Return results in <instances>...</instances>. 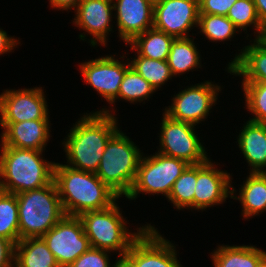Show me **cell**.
I'll list each match as a JSON object with an SVG mask.
<instances>
[{"instance_id": "cell-14", "label": "cell", "mask_w": 266, "mask_h": 267, "mask_svg": "<svg viewBox=\"0 0 266 267\" xmlns=\"http://www.w3.org/2000/svg\"><path fill=\"white\" fill-rule=\"evenodd\" d=\"M116 55H107L83 62L79 65L84 82L94 88L108 104L118 97L120 85L130 61L115 59Z\"/></svg>"}, {"instance_id": "cell-4", "label": "cell", "mask_w": 266, "mask_h": 267, "mask_svg": "<svg viewBox=\"0 0 266 267\" xmlns=\"http://www.w3.org/2000/svg\"><path fill=\"white\" fill-rule=\"evenodd\" d=\"M16 197L20 240L42 237L66 215L54 181Z\"/></svg>"}, {"instance_id": "cell-16", "label": "cell", "mask_w": 266, "mask_h": 267, "mask_svg": "<svg viewBox=\"0 0 266 267\" xmlns=\"http://www.w3.org/2000/svg\"><path fill=\"white\" fill-rule=\"evenodd\" d=\"M214 165L210 158L206 162L197 164L195 210L203 211L214 205L223 204L226 198L231 197L232 176L226 171L218 170Z\"/></svg>"}, {"instance_id": "cell-23", "label": "cell", "mask_w": 266, "mask_h": 267, "mask_svg": "<svg viewBox=\"0 0 266 267\" xmlns=\"http://www.w3.org/2000/svg\"><path fill=\"white\" fill-rule=\"evenodd\" d=\"M15 267H60L42 237L26 238L15 244Z\"/></svg>"}, {"instance_id": "cell-10", "label": "cell", "mask_w": 266, "mask_h": 267, "mask_svg": "<svg viewBox=\"0 0 266 267\" xmlns=\"http://www.w3.org/2000/svg\"><path fill=\"white\" fill-rule=\"evenodd\" d=\"M42 238L60 267H68L91 248L78 216L65 215Z\"/></svg>"}, {"instance_id": "cell-33", "label": "cell", "mask_w": 266, "mask_h": 267, "mask_svg": "<svg viewBox=\"0 0 266 267\" xmlns=\"http://www.w3.org/2000/svg\"><path fill=\"white\" fill-rule=\"evenodd\" d=\"M111 251L104 249L90 248L78 257L68 267H115V263L110 265L109 255Z\"/></svg>"}, {"instance_id": "cell-6", "label": "cell", "mask_w": 266, "mask_h": 267, "mask_svg": "<svg viewBox=\"0 0 266 267\" xmlns=\"http://www.w3.org/2000/svg\"><path fill=\"white\" fill-rule=\"evenodd\" d=\"M79 218L91 248L116 251L119 257L125 256L132 243L148 227L144 225L137 228V232L129 231L125 225L129 223L125 221L116 202L107 209L85 212Z\"/></svg>"}, {"instance_id": "cell-19", "label": "cell", "mask_w": 266, "mask_h": 267, "mask_svg": "<svg viewBox=\"0 0 266 267\" xmlns=\"http://www.w3.org/2000/svg\"><path fill=\"white\" fill-rule=\"evenodd\" d=\"M232 75L242 76L241 82L266 83V44L253 39L251 45L244 46L226 69Z\"/></svg>"}, {"instance_id": "cell-35", "label": "cell", "mask_w": 266, "mask_h": 267, "mask_svg": "<svg viewBox=\"0 0 266 267\" xmlns=\"http://www.w3.org/2000/svg\"><path fill=\"white\" fill-rule=\"evenodd\" d=\"M15 245L3 237H0V267L14 265Z\"/></svg>"}, {"instance_id": "cell-3", "label": "cell", "mask_w": 266, "mask_h": 267, "mask_svg": "<svg viewBox=\"0 0 266 267\" xmlns=\"http://www.w3.org/2000/svg\"><path fill=\"white\" fill-rule=\"evenodd\" d=\"M0 151L1 191L18 194L53 182L55 162L43 159V151L7 146Z\"/></svg>"}, {"instance_id": "cell-8", "label": "cell", "mask_w": 266, "mask_h": 267, "mask_svg": "<svg viewBox=\"0 0 266 267\" xmlns=\"http://www.w3.org/2000/svg\"><path fill=\"white\" fill-rule=\"evenodd\" d=\"M162 116L159 153L185 160L188 164H200L209 159L195 132L196 125L171 119L165 113Z\"/></svg>"}, {"instance_id": "cell-15", "label": "cell", "mask_w": 266, "mask_h": 267, "mask_svg": "<svg viewBox=\"0 0 266 267\" xmlns=\"http://www.w3.org/2000/svg\"><path fill=\"white\" fill-rule=\"evenodd\" d=\"M114 11L112 0H81L74 10L75 18L73 24L82 29L80 40H85L88 33L92 38L89 42L91 47L97 44L106 46L108 34L112 31V14ZM98 42V43H97Z\"/></svg>"}, {"instance_id": "cell-32", "label": "cell", "mask_w": 266, "mask_h": 267, "mask_svg": "<svg viewBox=\"0 0 266 267\" xmlns=\"http://www.w3.org/2000/svg\"><path fill=\"white\" fill-rule=\"evenodd\" d=\"M244 91L245 106L254 117L250 121L266 124V83L241 82Z\"/></svg>"}, {"instance_id": "cell-41", "label": "cell", "mask_w": 266, "mask_h": 267, "mask_svg": "<svg viewBox=\"0 0 266 267\" xmlns=\"http://www.w3.org/2000/svg\"><path fill=\"white\" fill-rule=\"evenodd\" d=\"M153 4H157V3H160L162 1H165V0H151Z\"/></svg>"}, {"instance_id": "cell-2", "label": "cell", "mask_w": 266, "mask_h": 267, "mask_svg": "<svg viewBox=\"0 0 266 267\" xmlns=\"http://www.w3.org/2000/svg\"><path fill=\"white\" fill-rule=\"evenodd\" d=\"M63 210L68 216L107 209L120 197L95 173L55 163L54 180Z\"/></svg>"}, {"instance_id": "cell-21", "label": "cell", "mask_w": 266, "mask_h": 267, "mask_svg": "<svg viewBox=\"0 0 266 267\" xmlns=\"http://www.w3.org/2000/svg\"><path fill=\"white\" fill-rule=\"evenodd\" d=\"M240 186L239 196H236L237 191L231 186L230 198L241 202V214L244 219L247 220L266 211V173L249 172L246 181Z\"/></svg>"}, {"instance_id": "cell-26", "label": "cell", "mask_w": 266, "mask_h": 267, "mask_svg": "<svg viewBox=\"0 0 266 267\" xmlns=\"http://www.w3.org/2000/svg\"><path fill=\"white\" fill-rule=\"evenodd\" d=\"M197 181V164H189L181 176L174 182L169 202L178 209H194V192Z\"/></svg>"}, {"instance_id": "cell-11", "label": "cell", "mask_w": 266, "mask_h": 267, "mask_svg": "<svg viewBox=\"0 0 266 267\" xmlns=\"http://www.w3.org/2000/svg\"><path fill=\"white\" fill-rule=\"evenodd\" d=\"M132 243L125 257L135 267H182L176 246L151 224Z\"/></svg>"}, {"instance_id": "cell-22", "label": "cell", "mask_w": 266, "mask_h": 267, "mask_svg": "<svg viewBox=\"0 0 266 267\" xmlns=\"http://www.w3.org/2000/svg\"><path fill=\"white\" fill-rule=\"evenodd\" d=\"M211 254L214 267H259L266 259V252L254 245H219Z\"/></svg>"}, {"instance_id": "cell-39", "label": "cell", "mask_w": 266, "mask_h": 267, "mask_svg": "<svg viewBox=\"0 0 266 267\" xmlns=\"http://www.w3.org/2000/svg\"><path fill=\"white\" fill-rule=\"evenodd\" d=\"M115 267H135L125 256L115 260Z\"/></svg>"}, {"instance_id": "cell-13", "label": "cell", "mask_w": 266, "mask_h": 267, "mask_svg": "<svg viewBox=\"0 0 266 267\" xmlns=\"http://www.w3.org/2000/svg\"><path fill=\"white\" fill-rule=\"evenodd\" d=\"M198 20L199 0H165L154 4L153 27L174 38L190 37L189 32L198 27Z\"/></svg>"}, {"instance_id": "cell-25", "label": "cell", "mask_w": 266, "mask_h": 267, "mask_svg": "<svg viewBox=\"0 0 266 267\" xmlns=\"http://www.w3.org/2000/svg\"><path fill=\"white\" fill-rule=\"evenodd\" d=\"M193 40V37L175 38L171 43L167 63L173 76L183 75L192 69L202 67L201 55Z\"/></svg>"}, {"instance_id": "cell-37", "label": "cell", "mask_w": 266, "mask_h": 267, "mask_svg": "<svg viewBox=\"0 0 266 267\" xmlns=\"http://www.w3.org/2000/svg\"><path fill=\"white\" fill-rule=\"evenodd\" d=\"M81 0H50V7L58 10H75Z\"/></svg>"}, {"instance_id": "cell-12", "label": "cell", "mask_w": 266, "mask_h": 267, "mask_svg": "<svg viewBox=\"0 0 266 267\" xmlns=\"http://www.w3.org/2000/svg\"><path fill=\"white\" fill-rule=\"evenodd\" d=\"M42 87L7 89L0 94V123L50 120Z\"/></svg>"}, {"instance_id": "cell-36", "label": "cell", "mask_w": 266, "mask_h": 267, "mask_svg": "<svg viewBox=\"0 0 266 267\" xmlns=\"http://www.w3.org/2000/svg\"><path fill=\"white\" fill-rule=\"evenodd\" d=\"M17 44H21L16 38L7 35V32L0 28V55L13 51Z\"/></svg>"}, {"instance_id": "cell-27", "label": "cell", "mask_w": 266, "mask_h": 267, "mask_svg": "<svg viewBox=\"0 0 266 267\" xmlns=\"http://www.w3.org/2000/svg\"><path fill=\"white\" fill-rule=\"evenodd\" d=\"M132 60L126 58L130 61L131 67L136 70V72L145 78L157 91L160 90L161 86L165 85L166 82L172 77L170 67L167 60H154L144 56L136 55Z\"/></svg>"}, {"instance_id": "cell-30", "label": "cell", "mask_w": 266, "mask_h": 267, "mask_svg": "<svg viewBox=\"0 0 266 267\" xmlns=\"http://www.w3.org/2000/svg\"><path fill=\"white\" fill-rule=\"evenodd\" d=\"M209 41H228L240 32L233 22L223 15L199 14L198 29Z\"/></svg>"}, {"instance_id": "cell-29", "label": "cell", "mask_w": 266, "mask_h": 267, "mask_svg": "<svg viewBox=\"0 0 266 267\" xmlns=\"http://www.w3.org/2000/svg\"><path fill=\"white\" fill-rule=\"evenodd\" d=\"M155 88L141 75H139L133 67H129L120 85L118 97L112 102H115L121 98L122 100L130 101V103H141L143 100H147L155 93ZM152 94V95H151Z\"/></svg>"}, {"instance_id": "cell-34", "label": "cell", "mask_w": 266, "mask_h": 267, "mask_svg": "<svg viewBox=\"0 0 266 267\" xmlns=\"http://www.w3.org/2000/svg\"><path fill=\"white\" fill-rule=\"evenodd\" d=\"M237 0H199V14L223 15Z\"/></svg>"}, {"instance_id": "cell-18", "label": "cell", "mask_w": 266, "mask_h": 267, "mask_svg": "<svg viewBox=\"0 0 266 267\" xmlns=\"http://www.w3.org/2000/svg\"><path fill=\"white\" fill-rule=\"evenodd\" d=\"M49 120L0 123L1 146L44 151L50 136Z\"/></svg>"}, {"instance_id": "cell-38", "label": "cell", "mask_w": 266, "mask_h": 267, "mask_svg": "<svg viewBox=\"0 0 266 267\" xmlns=\"http://www.w3.org/2000/svg\"><path fill=\"white\" fill-rule=\"evenodd\" d=\"M256 12L262 26H266V0H254Z\"/></svg>"}, {"instance_id": "cell-31", "label": "cell", "mask_w": 266, "mask_h": 267, "mask_svg": "<svg viewBox=\"0 0 266 267\" xmlns=\"http://www.w3.org/2000/svg\"><path fill=\"white\" fill-rule=\"evenodd\" d=\"M230 19L234 26L238 30L245 31L247 27L252 25L254 27V35L256 39H260L263 33L264 27L259 21L254 0H237L229 9L226 15Z\"/></svg>"}, {"instance_id": "cell-1", "label": "cell", "mask_w": 266, "mask_h": 267, "mask_svg": "<svg viewBox=\"0 0 266 267\" xmlns=\"http://www.w3.org/2000/svg\"><path fill=\"white\" fill-rule=\"evenodd\" d=\"M112 112L102 108L84 114L75 125L73 123L62 142L68 167L96 173L107 142L119 130L117 117Z\"/></svg>"}, {"instance_id": "cell-20", "label": "cell", "mask_w": 266, "mask_h": 267, "mask_svg": "<svg viewBox=\"0 0 266 267\" xmlns=\"http://www.w3.org/2000/svg\"><path fill=\"white\" fill-rule=\"evenodd\" d=\"M242 128L237 145L251 167L250 173H266V124L248 120Z\"/></svg>"}, {"instance_id": "cell-24", "label": "cell", "mask_w": 266, "mask_h": 267, "mask_svg": "<svg viewBox=\"0 0 266 267\" xmlns=\"http://www.w3.org/2000/svg\"><path fill=\"white\" fill-rule=\"evenodd\" d=\"M175 38L154 27L135 36L128 44L140 56L154 60H167Z\"/></svg>"}, {"instance_id": "cell-42", "label": "cell", "mask_w": 266, "mask_h": 267, "mask_svg": "<svg viewBox=\"0 0 266 267\" xmlns=\"http://www.w3.org/2000/svg\"><path fill=\"white\" fill-rule=\"evenodd\" d=\"M259 267H266V259L262 262V264Z\"/></svg>"}, {"instance_id": "cell-9", "label": "cell", "mask_w": 266, "mask_h": 267, "mask_svg": "<svg viewBox=\"0 0 266 267\" xmlns=\"http://www.w3.org/2000/svg\"><path fill=\"white\" fill-rule=\"evenodd\" d=\"M219 91L221 87L209 80L192 85L174 95L171 106L165 107L164 113L171 119L197 125L205 121L216 105Z\"/></svg>"}, {"instance_id": "cell-5", "label": "cell", "mask_w": 266, "mask_h": 267, "mask_svg": "<svg viewBox=\"0 0 266 267\" xmlns=\"http://www.w3.org/2000/svg\"><path fill=\"white\" fill-rule=\"evenodd\" d=\"M142 154L119 129L107 142L95 174L119 197H126L135 181Z\"/></svg>"}, {"instance_id": "cell-17", "label": "cell", "mask_w": 266, "mask_h": 267, "mask_svg": "<svg viewBox=\"0 0 266 267\" xmlns=\"http://www.w3.org/2000/svg\"><path fill=\"white\" fill-rule=\"evenodd\" d=\"M119 38L127 45L135 36L153 27L151 0H112Z\"/></svg>"}, {"instance_id": "cell-7", "label": "cell", "mask_w": 266, "mask_h": 267, "mask_svg": "<svg viewBox=\"0 0 266 267\" xmlns=\"http://www.w3.org/2000/svg\"><path fill=\"white\" fill-rule=\"evenodd\" d=\"M140 159L133 186L126 196L129 200L138 198V194H162L169 197L174 182L189 165L185 160L166 156L159 152Z\"/></svg>"}, {"instance_id": "cell-28", "label": "cell", "mask_w": 266, "mask_h": 267, "mask_svg": "<svg viewBox=\"0 0 266 267\" xmlns=\"http://www.w3.org/2000/svg\"><path fill=\"white\" fill-rule=\"evenodd\" d=\"M0 237L14 245L20 240L18 201L16 194L0 190Z\"/></svg>"}, {"instance_id": "cell-40", "label": "cell", "mask_w": 266, "mask_h": 267, "mask_svg": "<svg viewBox=\"0 0 266 267\" xmlns=\"http://www.w3.org/2000/svg\"><path fill=\"white\" fill-rule=\"evenodd\" d=\"M260 40L266 44V26L264 27L263 29V33H262V36L260 38Z\"/></svg>"}]
</instances>
